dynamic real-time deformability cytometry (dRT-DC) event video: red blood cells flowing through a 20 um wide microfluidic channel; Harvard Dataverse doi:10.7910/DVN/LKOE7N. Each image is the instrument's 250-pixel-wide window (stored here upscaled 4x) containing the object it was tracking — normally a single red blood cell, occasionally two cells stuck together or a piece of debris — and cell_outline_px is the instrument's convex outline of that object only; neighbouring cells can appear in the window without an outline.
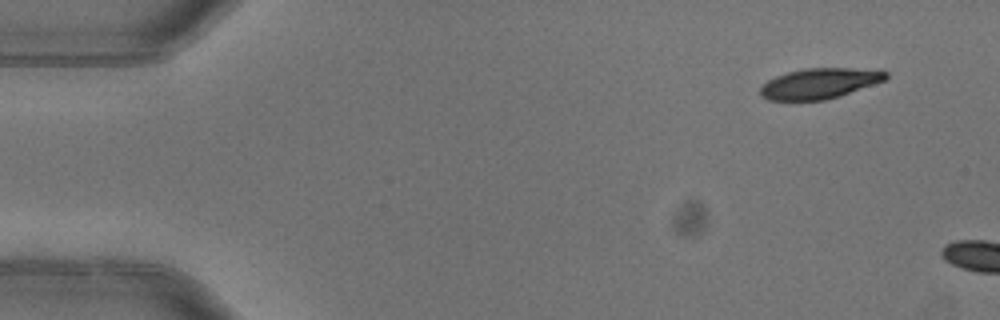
{"species": "common noctule bat (a hibernating species)", "species_latin": "Nyctalus noctula", "temperature_condition": "warm", "stored_images_in_passage": 2, "camera_frame_rate_fps": 3000, "um_per_image_px": 0.085, "animal": {"sex": "female"}, "frame": {"image": 1, "passage_image": 1, "time_ms": 0.0, "image_size_px": [1000, 320], "cell_outline_px": [[888, 80], [840, 96], [824, 100], [768, 100], [760, 96], [760, 88], [768, 80], [776, 76], [788, 72], [804, 68], [848, 68], [888, 72]], "centroid_in_image_um": [69.67, 7.1], "position_along_channel_um": 15.3, "area_um2": 22.25}}